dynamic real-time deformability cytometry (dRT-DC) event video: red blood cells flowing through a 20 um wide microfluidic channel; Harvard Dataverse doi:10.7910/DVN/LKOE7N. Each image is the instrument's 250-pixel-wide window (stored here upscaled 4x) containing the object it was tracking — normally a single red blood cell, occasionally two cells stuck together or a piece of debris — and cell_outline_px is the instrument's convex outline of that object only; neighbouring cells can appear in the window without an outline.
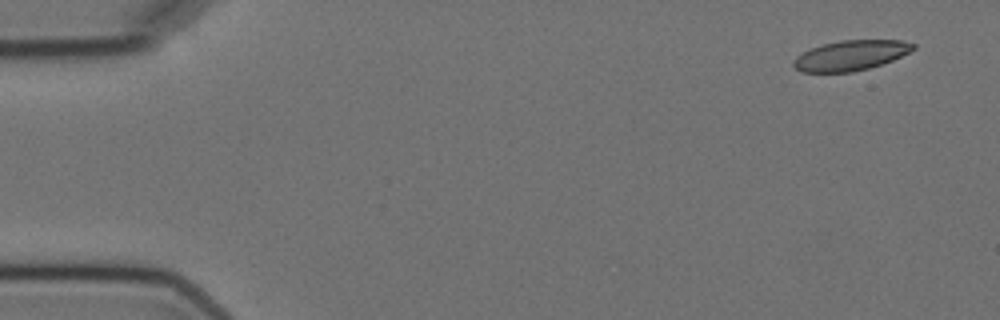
{"species": "Egyptian fruit bat (a non-hibernating species)", "species_latin": "Rousettus aegyptiacus", "temperature_condition": "cold", "stored_images_in_passage": 2, "camera_frame_rate_fps": 3000, "um_per_image_px": 0.085, "animal": {"sex": "female"}, "frame": {"image": 1, "passage_image": 2, "time_ms": 2.0, "image_size_px": [1000, 320], "cell_outline_px": [[916, 48], [892, 60], [868, 68], [852, 72], [800, 72], [792, 64], [792, 60], [796, 56], [812, 48], [824, 44], [840, 40], [904, 40], [916, 44]], "centroid_in_image_um": [72.3, 4.7], "position_along_channel_um": 12.7, "area_um2": 20.87}}